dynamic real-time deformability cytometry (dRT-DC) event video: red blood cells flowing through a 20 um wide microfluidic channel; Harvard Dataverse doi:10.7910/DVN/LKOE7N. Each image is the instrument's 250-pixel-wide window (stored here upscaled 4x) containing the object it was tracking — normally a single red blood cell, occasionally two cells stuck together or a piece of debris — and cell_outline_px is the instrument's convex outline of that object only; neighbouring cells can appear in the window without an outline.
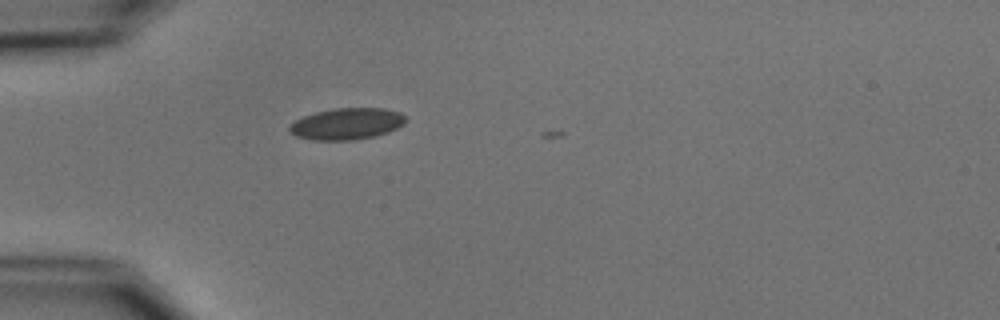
{"species": "common noctule bat (a hibernating species)", "species_latin": "Nyctalus noctula", "temperature_condition": "cold", "stored_images_in_passage": 2, "camera_frame_rate_fps": 3000, "um_per_image_px": 0.085, "animal": {"sex": "male", "body_mass_g": 15.6}, "frame": {"image": 1, "passage_image": 2, "time_ms": 1.333, "image_size_px": [1000, 320], "cell_outline_px": [[408, 120], [404, 124], [388, 132], [376, 136], [352, 140], [312, 140], [296, 136], [288, 128], [296, 120], [304, 116], [316, 112], [336, 108], [384, 108], [400, 112]], "centroid_in_image_um": [29.52, 10.52], "position_along_channel_um": 55.5, "area_um2": 21.27}}